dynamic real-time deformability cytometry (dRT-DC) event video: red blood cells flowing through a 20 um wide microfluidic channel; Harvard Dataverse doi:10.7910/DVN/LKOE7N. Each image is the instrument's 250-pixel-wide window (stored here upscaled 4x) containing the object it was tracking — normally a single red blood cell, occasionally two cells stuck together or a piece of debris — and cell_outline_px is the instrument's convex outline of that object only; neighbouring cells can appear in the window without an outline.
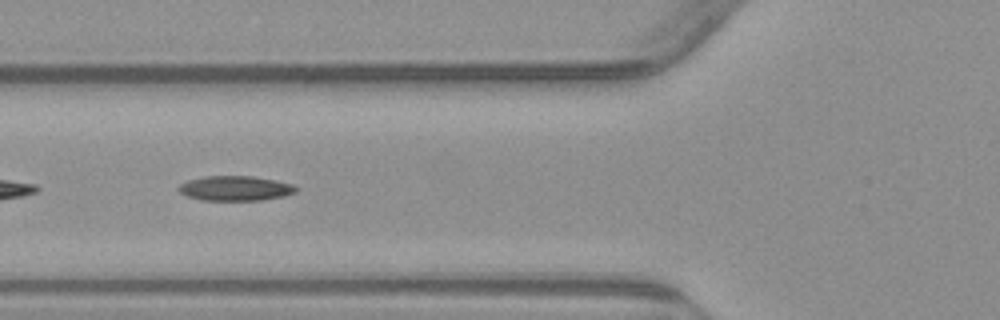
{"species": "common noctule bat (a hibernating species)", "species_latin": "Nyctalus noctula", "temperature_condition": "warm", "stored_images_in_passage": 37, "segment_of_instrument_passage": [2, 2], "camera_frame_rate_fps": 3000, "um_per_image_px": 0.085, "animal": {"sex": "male", "body_mass_g": 23.1, "forearm_length_mm": 52.7}, "frame": {"image": 1, "passage_image": 21, "time_ms": 6.667, "image_size_px": [1000, 320], "cell_outline_px": [[296, 192], [284, 196], [264, 200], [200, 200], [188, 196], [180, 192], [176, 188], [180, 184], [188, 180], [204, 176], [252, 176], [292, 184], [296, 188]], "centroid_in_image_um": [19.96, 16.01], "position_along_channel_um": 105.8, "area_um2": 16.88}}
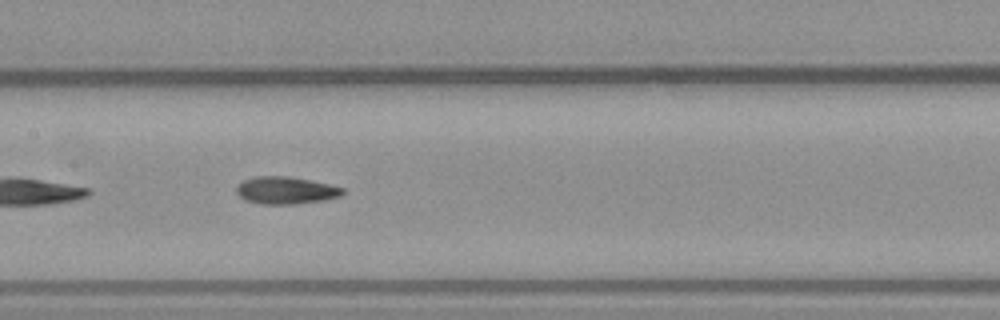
{"frame": {"image": 2, "passage_image": 27, "time_ms": 8.667, "image_size_px": [1000, 320], "cell_outline_px": [[344, 192], [340, 196], [324, 200], [296, 204], [260, 204], [244, 200], [236, 192], [236, 188], [244, 180], [256, 176], [288, 176], [312, 180], [344, 188]], "centroid_in_image_um": [24.29, 16.18], "position_along_channel_um": 183.1, "area_um2": 16.94}}